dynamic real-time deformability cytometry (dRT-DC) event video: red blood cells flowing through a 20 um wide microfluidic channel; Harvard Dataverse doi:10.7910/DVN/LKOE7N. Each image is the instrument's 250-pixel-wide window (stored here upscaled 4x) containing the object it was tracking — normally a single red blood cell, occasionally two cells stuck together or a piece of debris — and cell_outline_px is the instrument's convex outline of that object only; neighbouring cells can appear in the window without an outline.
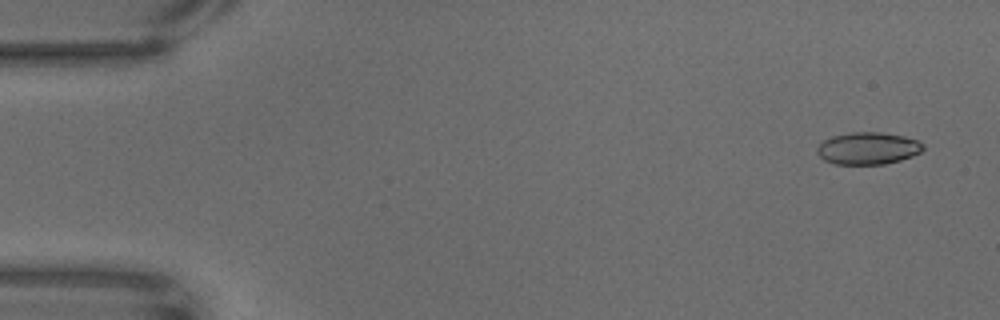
{"species": "common noctule bat (a hibernating species)", "species_latin": "Nyctalus noctula", "temperature_condition": "warm", "stored_images_in_passage": 66, "camera_frame_rate_fps": 3000, "um_per_image_px": 0.085, "animal": {"sex": "male", "body_mass_g": 18.8}, "frame": {"image": 1, "passage_image": 4, "time_ms": 1.0, "image_size_px": [1000, 320], "cell_outline_px": [[924, 148], [920, 152], [912, 156], [900, 160], [884, 164], [836, 164], [824, 160], [816, 152], [816, 148], [824, 140], [832, 136], [852, 132], [880, 132], [904, 136], [916, 140], [924, 144]], "centroid_in_image_um": [73.77, 12.6], "position_along_channel_um": 11.2, "area_um2": 19.83}}
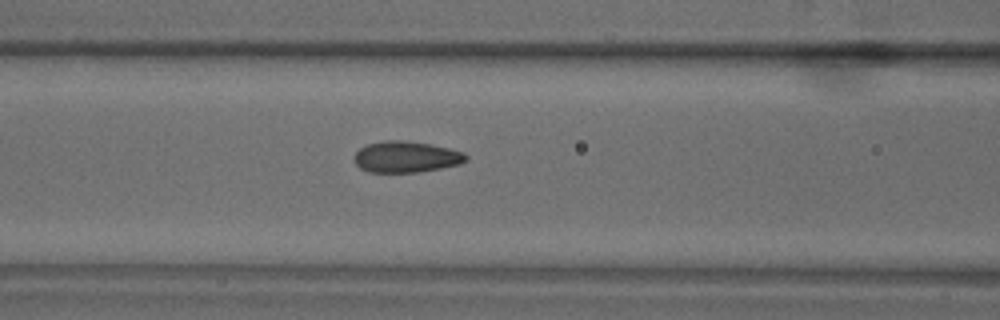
{"frame": {"image": 2, "passage_image": 28, "time_ms": 9.0, "image_size_px": [1000, 320], "cell_outline_px": [[468, 160], [460, 164], [420, 172], [368, 172], [360, 168], [356, 164], [356, 152], [360, 148], [368, 144], [384, 140], [404, 140], [428, 144], [448, 148], [464, 152], [468, 156]], "centroid_in_image_um": [34.54, 13.34], "position_along_channel_um": 132.1, "area_um2": 20.23}}
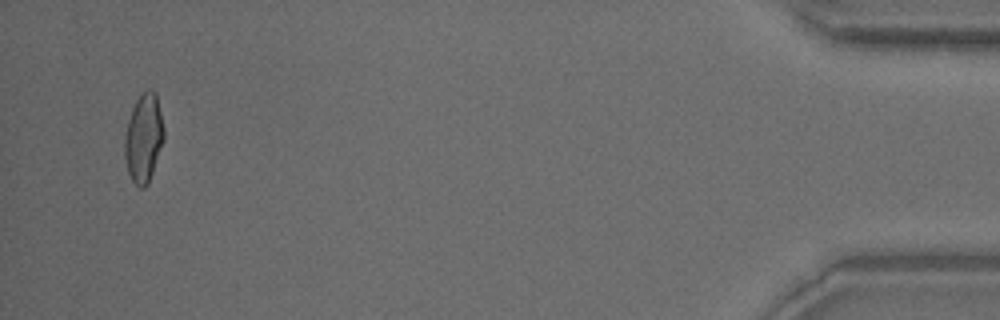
{"frame": {"image": 3, "passage_image": 64, "time_ms": 21.0, "image_size_px": [1000, 320], "cell_outline_px": [[164, 140], [148, 184], [144, 188], [140, 188], [132, 180], [128, 172], [124, 156], [124, 140], [128, 120], [132, 108], [136, 100], [148, 88], [152, 88], [156, 92], [164, 128]], "centroid_in_image_um": [12.21, 11.72], "position_along_channel_um": 423.0, "area_um2": 20.29}}